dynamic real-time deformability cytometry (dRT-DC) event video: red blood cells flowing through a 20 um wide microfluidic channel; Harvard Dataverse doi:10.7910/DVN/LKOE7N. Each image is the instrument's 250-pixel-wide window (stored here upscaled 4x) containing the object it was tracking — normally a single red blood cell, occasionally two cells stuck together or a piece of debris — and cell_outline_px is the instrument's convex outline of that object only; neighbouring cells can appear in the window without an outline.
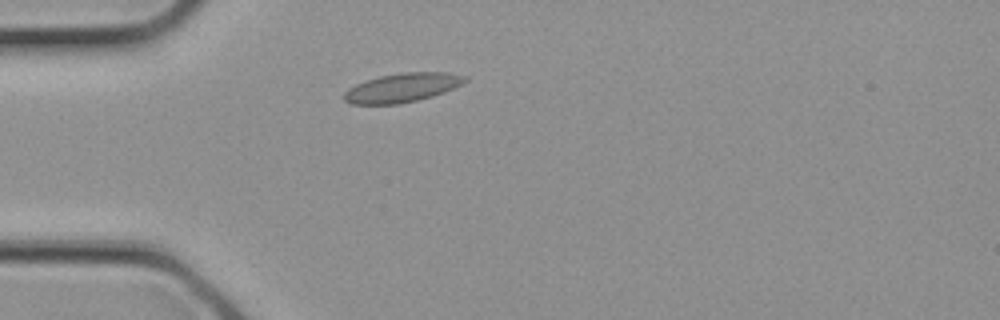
{"species": "common noctule bat (a hibernating species)", "species_latin": "Nyctalus noctula", "temperature_condition": "cold", "stored_images_in_passage": 11, "camera_frame_rate_fps": 3000, "um_per_image_px": 0.085, "animal": {"sex": "female", "body_mass_g": 21.9}, "frame": {"image": 1, "passage_image": 5, "time_ms": 1.333, "image_size_px": [1000, 320], "cell_outline_px": [[468, 80], [444, 92], [432, 96], [400, 104], [352, 104], [344, 100], [344, 92], [348, 88], [364, 80], [380, 76], [404, 72], [448, 72], [468, 76]], "centroid_in_image_um": [34.18, 7.44], "position_along_channel_um": 50.8, "area_um2": 20.4}}
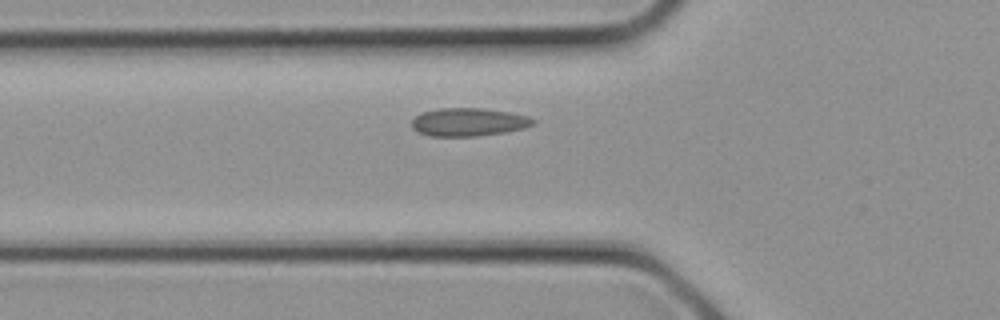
{"frame": {"image": 2, "passage_image": 7, "time_ms": 2.0, "image_size_px": [1000, 320], "cell_outline_px": [[536, 124], [524, 128], [504, 132], [476, 136], [432, 136], [420, 132], [412, 128], [412, 120], [416, 116], [424, 112], [440, 108], [484, 108], [508, 112], [528, 116], [536, 120]], "centroid_in_image_um": [39.86, 10.37], "position_along_channel_um": 85.9, "area_um2": 19.77}}
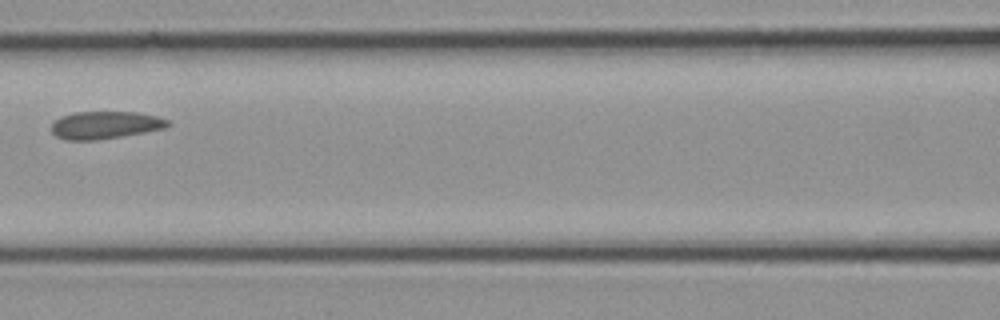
{"frame": {"image": 3, "passage_image": 10, "time_ms": 3.0, "image_size_px": [1000, 320], "cell_outline_px": [[172, 124], [164, 128], [144, 132], [96, 140], [64, 140], [56, 136], [52, 132], [52, 124], [60, 116], [72, 112], [136, 112], [156, 116], [168, 120]], "centroid_in_image_um": [8.91, 10.62], "position_along_channel_um": 157.7, "area_um2": 18.61}}